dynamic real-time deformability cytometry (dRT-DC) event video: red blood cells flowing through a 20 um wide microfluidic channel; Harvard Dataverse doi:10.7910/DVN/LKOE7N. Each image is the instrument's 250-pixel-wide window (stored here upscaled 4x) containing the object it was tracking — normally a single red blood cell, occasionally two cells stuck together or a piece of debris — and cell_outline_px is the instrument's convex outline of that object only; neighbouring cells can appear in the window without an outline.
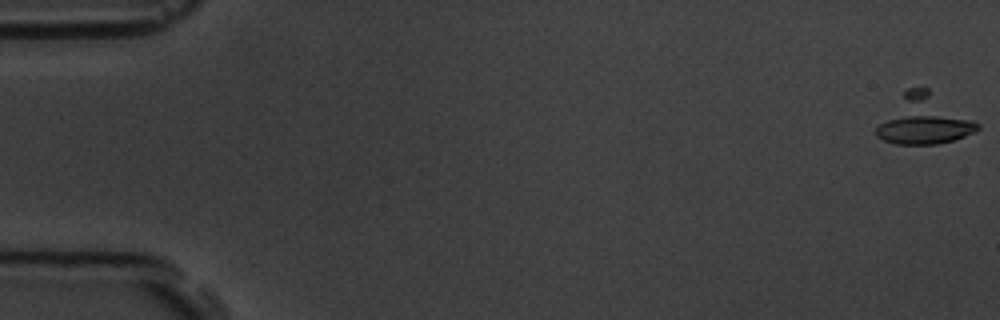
{"species": "common noctule bat (a hibernating species)", "species_latin": "Nyctalus noctula", "temperature_condition": "room temperature", "stored_images_in_passage": 6, "segment_of_instrument_passage": [2, 2], "camera_frame_rate_fps": 3000, "um_per_image_px": 0.085, "animal": {"sex": "male", "body_mass_g": 19.5, "forearm_length_mm": 54.6}, "frame": {"image": 1, "passage_image": 6, "time_ms": 6.667, "image_size_px": [1000, 320], "cell_outline_px": [[980, 128], [976, 132], [952, 140], [936, 144], [896, 144], [884, 140], [876, 136], [876, 128], [904, 92], [908, 88], [928, 88], [980, 124]], "centroid_in_image_um": [78.58, 10.2], "position_along_channel_um": 6.4, "area_um2": 28.26}}